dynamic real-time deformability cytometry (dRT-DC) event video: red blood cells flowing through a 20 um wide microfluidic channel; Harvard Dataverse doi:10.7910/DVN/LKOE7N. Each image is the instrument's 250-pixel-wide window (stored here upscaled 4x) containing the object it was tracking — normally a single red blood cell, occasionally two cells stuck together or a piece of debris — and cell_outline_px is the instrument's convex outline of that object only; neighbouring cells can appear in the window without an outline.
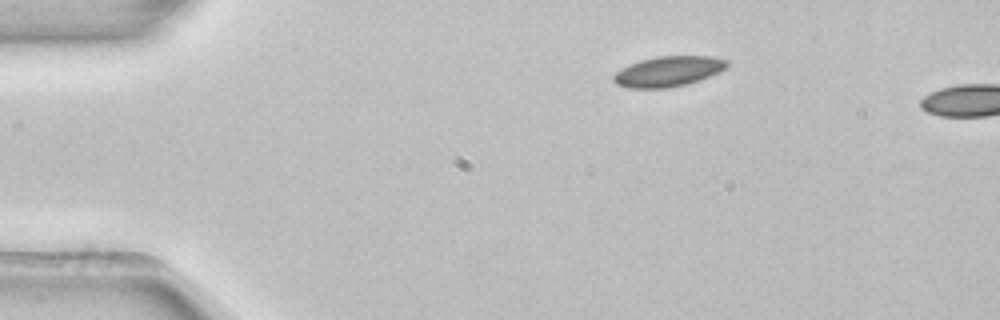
{"species": "common noctule bat (a hibernating species)", "species_latin": "Nyctalus noctula", "temperature_condition": "room temperature", "stored_images_in_passage": 4, "camera_frame_rate_fps": 3000, "um_per_image_px": 0.085, "animal": {"sex": "female", "body_mass_g": 22.7, "forearm_length_mm": 54.2}, "frame": {"image": 1, "passage_image": 1, "time_ms": 0.0, "image_size_px": [1000, 320], "cell_outline_px": [[728, 64], [720, 72], [684, 84], [668, 88], [628, 88], [616, 84], [612, 80], [612, 76], [616, 72], [628, 64], [640, 60], [656, 56], [712, 56], [728, 60]], "centroid_in_image_um": [56.75, 6.06], "position_along_channel_um": 28.2, "area_um2": 19.94}}